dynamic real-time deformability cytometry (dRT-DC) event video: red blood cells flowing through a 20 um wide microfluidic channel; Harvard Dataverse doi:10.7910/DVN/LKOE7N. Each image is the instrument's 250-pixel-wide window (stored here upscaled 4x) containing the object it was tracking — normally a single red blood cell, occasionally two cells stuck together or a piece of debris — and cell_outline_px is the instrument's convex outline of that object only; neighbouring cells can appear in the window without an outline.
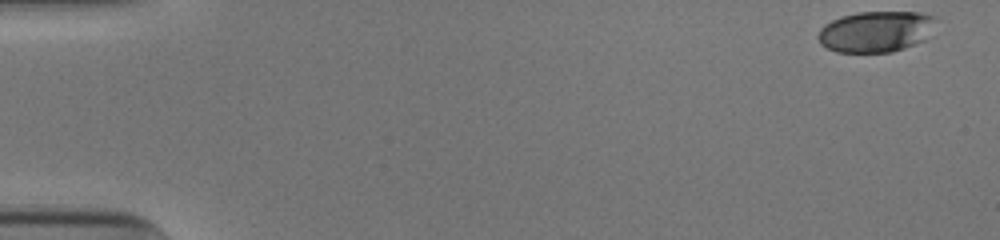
{"species": "human", "species_latin": "Homo sapiens", "temperature_condition": "cold", "stored_images_in_passage": 44, "camera_frame_rate_fps": 3000, "um_per_image_px": 0.085, "donor": {"sex": "male"}, "frame": {"image": 1, "passage_image": 1, "time_ms": 0.0, "image_size_px": [1000, 240], "cell_outline_px": [[936, 16], [924, 40], [904, 48], [892, 52], [836, 52], [820, 44], [816, 36], [820, 28], [824, 24], [840, 16], [860, 12], [920, 12]], "centroid_in_image_um": [74.38, 2.68], "position_along_channel_um": 10.6, "area_um2": 28.03}}
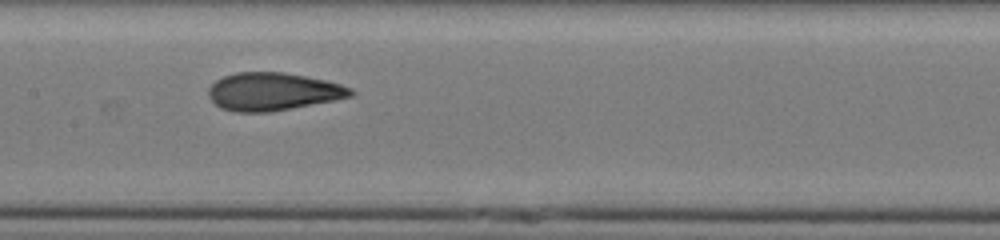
{"frame": {"image": 2, "passage_image": 26, "time_ms": 8.333, "image_size_px": [1000, 240], "cell_outline_px": [[356, 92], [352, 96], [332, 100], [268, 112], [236, 112], [220, 108], [208, 96], [208, 88], [216, 80], [224, 76], [236, 72], [284, 72], [324, 80], [340, 84], [352, 88]], "centroid_in_image_um": [23.17, 7.78], "position_along_channel_um": 184.2, "area_um2": 31.1}}
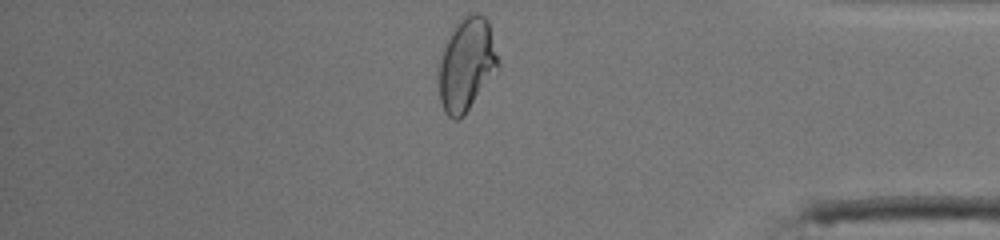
{"frame": {"image": 3, "passage_image": 44, "time_ms": 14.333, "image_size_px": [1000, 240], "cell_outline_px": [[500, 68], [464, 116], [456, 120], [452, 120], [444, 112], [440, 100], [440, 60], [444, 48], [456, 24], [468, 16], [476, 12], [480, 12], [488, 20], [500, 64]], "centroid_in_image_um": [39.7, 5.53], "position_along_channel_um": 395.5, "area_um2": 31.85}, "authors_computed_cell_mechanics": {"area_um2": 30.9519, "velocity_mm_per_s": 3.9343, "shape_relaxation_time_tau1_ms": 7.6606, "shape_relaxation_time_tau2_ms": 1.0313, "deformation_change_tau1": 0.2337, "deformation_change_tau2": 0.0778}}